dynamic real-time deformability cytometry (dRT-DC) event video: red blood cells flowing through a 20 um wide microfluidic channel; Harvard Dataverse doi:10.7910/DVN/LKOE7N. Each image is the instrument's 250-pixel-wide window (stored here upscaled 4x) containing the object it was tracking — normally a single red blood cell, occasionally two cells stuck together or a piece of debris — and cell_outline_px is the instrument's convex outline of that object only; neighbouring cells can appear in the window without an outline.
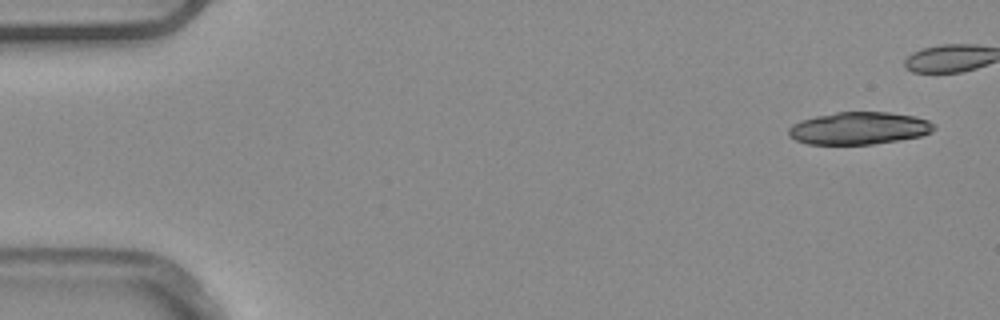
{"species": "common noctule bat (a hibernating species)", "species_latin": "Nyctalus noctula", "temperature_condition": "warm", "stored_images_in_passage": 11, "camera_frame_rate_fps": 3000, "um_per_image_px": 0.085, "animal": {"sex": "male", "body_mass_g": 20.4}, "frame": {"image": 1, "passage_image": 1, "time_ms": 0.0, "image_size_px": [1000, 320], "cell_outline_px": [[936, 128], [932, 132], [920, 136], [872, 144], [808, 144], [796, 140], [788, 136], [788, 128], [792, 124], [800, 120], [816, 116], [836, 112], [888, 112], [916, 116], [928, 120], [936, 124]], "centroid_in_image_um": [73.02, 10.89], "position_along_channel_um": 12.0, "area_um2": 27.57}}
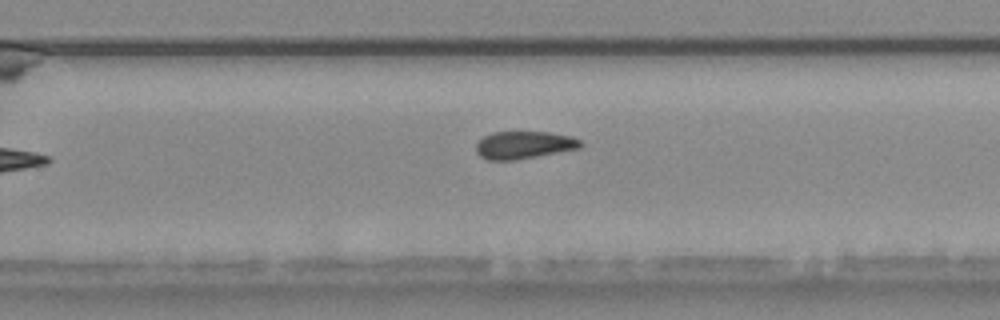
{"frame": {"image": 2, "passage_image": 10, "time_ms": 3.0, "image_size_px": [1000, 320], "cell_outline_px": [[584, 144], [580, 148], [516, 160], [488, 160], [480, 156], [476, 152], [476, 144], [484, 136], [492, 132], [548, 132], [572, 136], [580, 140]], "centroid_in_image_um": [44.54, 12.32], "position_along_channel_um": 285.3, "area_um2": 16.82}}